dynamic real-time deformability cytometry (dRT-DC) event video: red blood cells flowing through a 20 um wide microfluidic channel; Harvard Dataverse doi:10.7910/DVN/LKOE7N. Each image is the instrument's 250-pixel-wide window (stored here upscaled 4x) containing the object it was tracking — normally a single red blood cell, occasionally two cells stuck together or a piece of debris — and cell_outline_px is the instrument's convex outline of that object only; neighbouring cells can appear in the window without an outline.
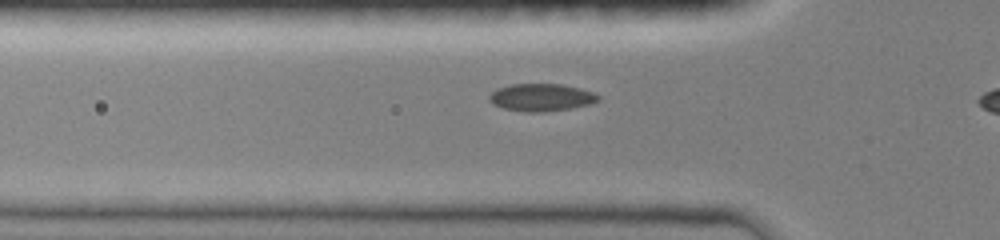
{"species": "common noctule bat (a hibernating species)", "species_latin": "Nyctalus noctula", "temperature_condition": "room temperature", "stored_images_in_passage": 36, "camera_frame_rate_fps": 3000, "um_per_image_px": 0.085, "animal": {"sex": "female", "body_mass_g": 19.0, "forearm_length_mm": 51.5}, "frame": {"image": 1, "passage_image": 9, "time_ms": 2.667, "image_size_px": [1000, 240], "cell_outline_px": [[600, 100], [588, 104], [572, 108], [544, 112], [528, 112], [504, 108], [492, 104], [488, 100], [488, 96], [496, 88], [512, 84], [560, 84], [580, 88], [592, 92], [600, 96]], "centroid_in_image_um": [45.98, 8.28], "position_along_channel_um": 79.8, "area_um2": 17.46}}
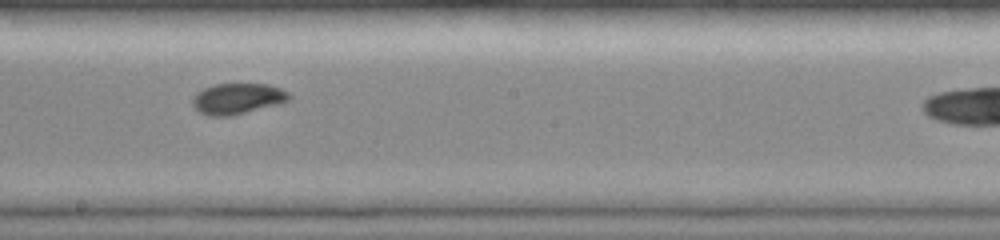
{"frame": {"image": 2, "passage_image": 20, "time_ms": 6.333, "image_size_px": [1000, 240], "cell_outline_px": [[292, 96], [288, 100], [276, 104], [232, 116], [208, 116], [200, 112], [192, 104], [192, 96], [196, 92], [212, 84], [268, 84], [280, 88], [288, 92]], "centroid_in_image_um": [20.15, 8.38], "position_along_channel_um": 228.1, "area_um2": 17.34}}
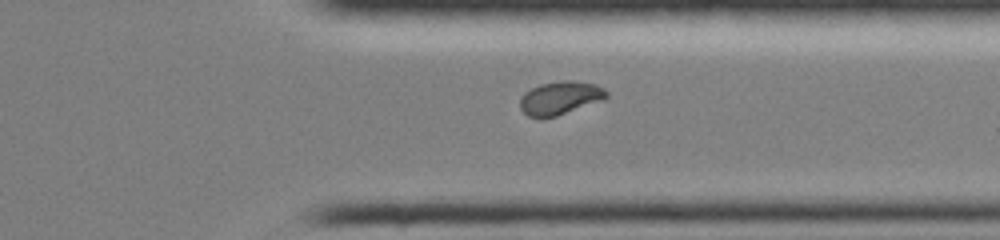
{"frame": {"image": 3, "passage_image": 30, "time_ms": 9.667, "image_size_px": [1000, 240], "cell_outline_px": [[608, 96], [604, 100], [556, 116], [540, 120], [528, 116], [520, 108], [520, 96], [524, 92], [540, 84], [564, 80], [576, 80], [596, 84], [604, 88], [608, 92]], "centroid_in_image_um": [47.61, 8.34], "position_along_channel_um": 363.8, "area_um2": 17.17}}